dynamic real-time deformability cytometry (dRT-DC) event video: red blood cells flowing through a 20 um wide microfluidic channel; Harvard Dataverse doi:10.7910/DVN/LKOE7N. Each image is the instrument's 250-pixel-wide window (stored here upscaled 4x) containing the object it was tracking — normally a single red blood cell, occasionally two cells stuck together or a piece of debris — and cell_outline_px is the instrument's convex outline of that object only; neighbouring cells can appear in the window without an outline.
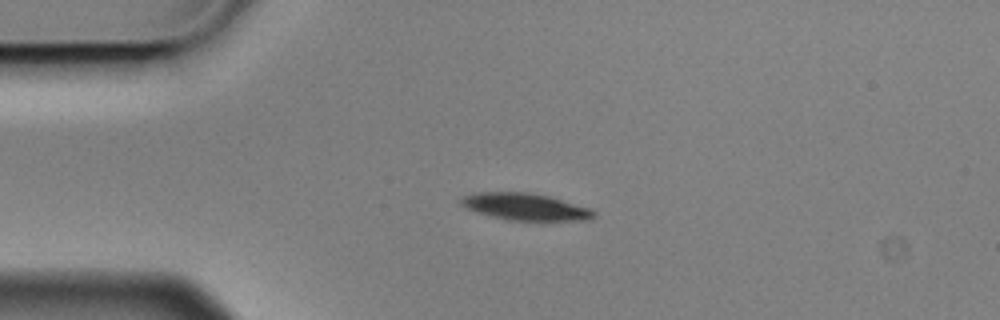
{"species": "Egyptian fruit bat (a non-hibernating species)", "species_latin": "Rousettus aegyptiacus", "temperature_condition": "cold", "stored_images_in_passage": 3, "camera_frame_rate_fps": 3000, "um_per_image_px": 0.085, "animal": {"sex": "male"}, "frame": {"image": 1, "passage_image": 2, "time_ms": 0.333, "image_size_px": [1000, 320], "cell_outline_px": [[596, 216], [588, 220], [508, 220], [492, 216], [468, 208], [460, 204], [460, 200], [464, 196], [476, 192], [528, 192], [548, 196], [588, 208], [596, 212]], "centroid_in_image_um": [44.65, 17.57], "position_along_channel_um": 40.3, "area_um2": 20.4}}